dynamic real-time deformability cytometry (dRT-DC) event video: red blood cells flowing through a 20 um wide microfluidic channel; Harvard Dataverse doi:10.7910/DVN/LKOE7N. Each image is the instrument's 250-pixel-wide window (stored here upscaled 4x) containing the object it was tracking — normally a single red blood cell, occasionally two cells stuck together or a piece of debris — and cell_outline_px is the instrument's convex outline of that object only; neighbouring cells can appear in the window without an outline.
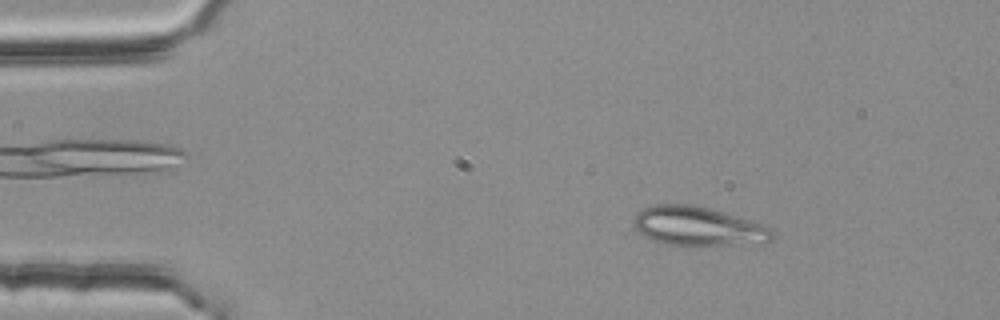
{"species": "common noctule bat (a hibernating species)", "species_latin": "Nyctalus noctula", "temperature_condition": "room temperature", "stored_images_in_passage": 3, "camera_frame_rate_fps": 3000, "um_per_image_px": 0.085, "animal": {"sex": "female", "body_mass_g": 25.1}, "frame": {"image": 1, "passage_image": 2, "time_ms": 0.333, "image_size_px": [1000, 320], "cell_outline_px": [[772, 240], [764, 244], [664, 244], [652, 240], [636, 232], [632, 224], [632, 220], [636, 212], [644, 208], [656, 204], [692, 204], [712, 208], [768, 224], [772, 228]], "centroid_in_image_um": [59.36, 19.21], "position_along_channel_um": 25.6, "area_um2": 32.14}}